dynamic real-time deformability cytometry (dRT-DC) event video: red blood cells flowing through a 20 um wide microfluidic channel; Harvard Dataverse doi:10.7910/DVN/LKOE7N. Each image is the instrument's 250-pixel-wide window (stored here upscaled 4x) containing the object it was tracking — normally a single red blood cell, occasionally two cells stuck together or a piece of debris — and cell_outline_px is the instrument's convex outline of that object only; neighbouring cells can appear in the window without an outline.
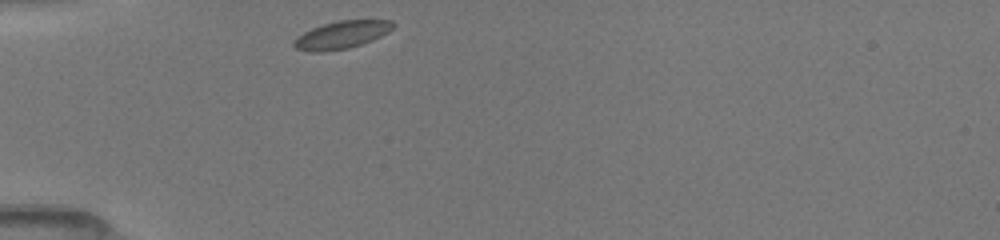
{"species": "common noctule bat (a hibernating species)", "species_latin": "Nyctalus noctula", "temperature_condition": "room temperature", "stored_images_in_passage": 31, "camera_frame_rate_fps": 3000, "um_per_image_px": 0.085, "animal": {"sex": "female", "body_mass_g": 19.5, "forearm_length_mm": 54.1}, "frame": {"image": 1, "passage_image": 1, "time_ms": 0.0, "image_size_px": [1000, 240], "cell_outline_px": [[396, 24], [388, 32], [372, 40], [348, 48], [324, 52], [312, 52], [296, 48], [292, 44], [292, 40], [304, 32], [312, 28], [324, 24], [340, 20], [392, 20]], "centroid_in_image_um": [29.03, 2.96], "position_along_channel_um": 56.0, "area_um2": 15.9}}
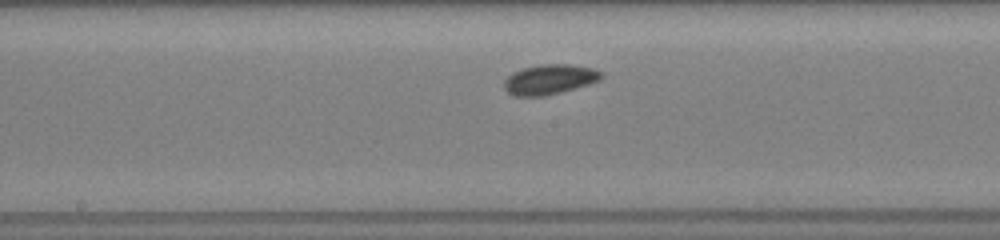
{"frame": {"image": 2, "passage_image": 13, "time_ms": 4.0, "image_size_px": [1000, 240], "cell_outline_px": [[604, 76], [600, 80], [588, 84], [560, 92], [544, 96], [516, 96], [508, 92], [504, 88], [504, 80], [512, 72], [524, 68], [540, 64], [568, 64], [592, 68], [604, 72]], "centroid_in_image_um": [46.72, 6.74], "position_along_channel_um": 201.5, "area_um2": 16.94}}
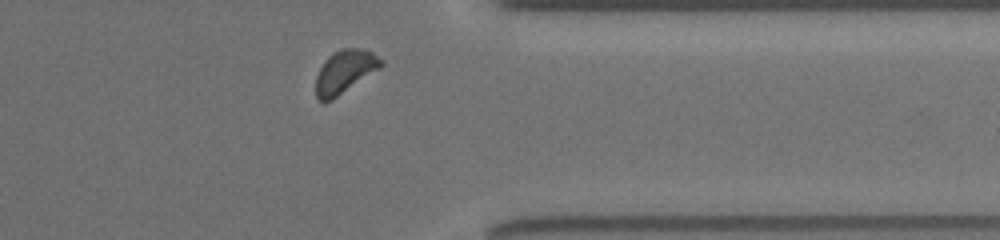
{"frame": {"image": 3, "passage_image": 27, "time_ms": 8.667, "image_size_px": [1000, 240], "cell_outline_px": [[384, 64], [380, 68], [332, 100], [324, 104], [316, 96], [316, 76], [324, 60], [332, 52], [340, 48], [364, 48], [372, 52], [384, 60]], "centroid_in_image_um": [29.31, 6.07], "position_along_channel_um": 382.1, "area_um2": 16.59}}